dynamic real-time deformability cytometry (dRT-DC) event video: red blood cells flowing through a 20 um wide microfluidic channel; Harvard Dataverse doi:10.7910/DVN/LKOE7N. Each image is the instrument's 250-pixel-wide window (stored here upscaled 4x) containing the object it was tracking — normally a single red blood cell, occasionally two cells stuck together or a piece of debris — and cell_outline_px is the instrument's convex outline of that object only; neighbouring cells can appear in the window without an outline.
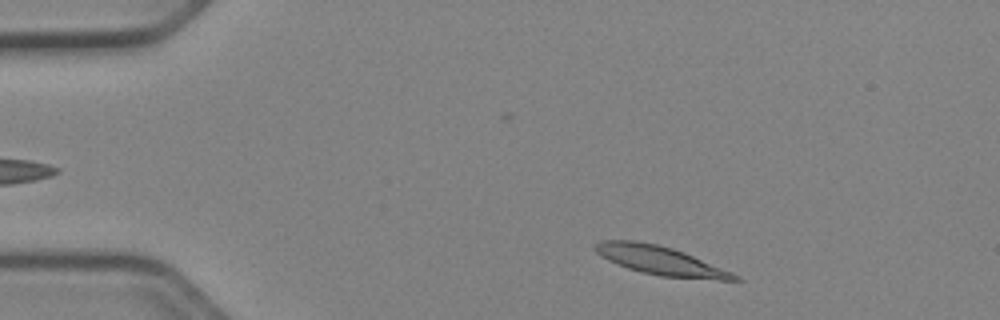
{"species": "Egyptian fruit bat (a non-hibernating species)", "species_latin": "Rousettus aegyptiacus", "temperature_condition": "cold", "stored_images_in_passage": 46, "camera_frame_rate_fps": 3000, "um_per_image_px": 0.085, "animal": {"sex": "female"}, "frame": {"image": 1, "passage_image": 3, "time_ms": 0.667, "image_size_px": [1000, 320], "cell_outline_px": [[744, 280], [716, 280], [660, 276], [628, 268], [608, 260], [600, 256], [592, 248], [596, 244], [604, 240], [632, 240], [656, 244], [672, 248], [684, 252], [732, 272], [740, 276]], "centroid_in_image_um": [56.15, 22.15], "position_along_channel_um": 28.8, "area_um2": 23.18}}
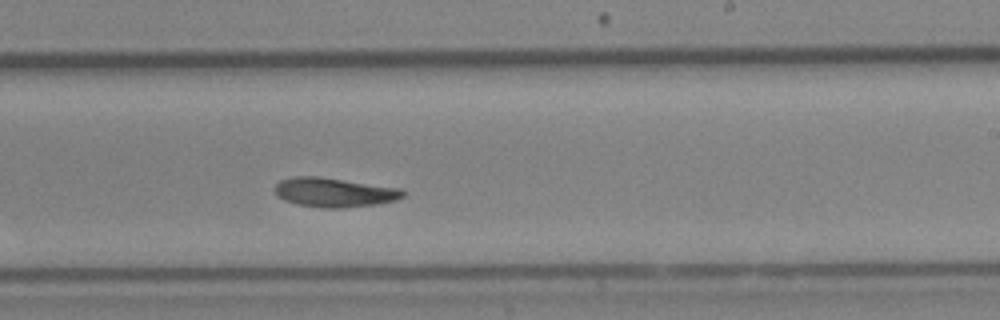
{"frame": {"image": 2, "passage_image": 26, "time_ms": 8.333, "image_size_px": [1000, 320], "cell_outline_px": [[408, 192], [404, 196], [396, 200], [376, 204], [340, 208], [324, 208], [296, 204], [284, 200], [276, 196], [272, 188], [280, 180], [292, 176], [316, 176], [404, 188]], "centroid_in_image_um": [28.41, 16.34], "position_along_channel_um": 260.6, "area_um2": 22.25}}
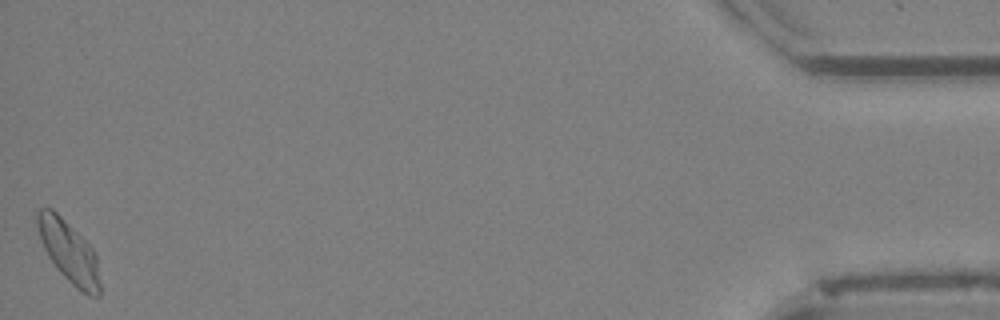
{"frame": {"image": 3, "passage_image": 46, "time_ms": 15.0, "image_size_px": [1000, 320], "cell_outline_px": [[100, 296], [96, 300], [88, 296], [76, 288], [60, 272], [48, 256], [44, 248], [36, 228], [36, 212], [40, 208], [52, 208], [92, 248], [96, 256], [100, 284]], "centroid_in_image_um": [5.85, 21.44], "position_along_channel_um": 429.3, "area_um2": 22.37}, "authors_computed_cell_mechanics": {"area_um2": 21.7328, "velocity_mm_per_s": 3.8889, "shape_relaxation_time_tau1_ms": 5.2793, "shape_relaxation_time_tau2_ms": 10.6213, "deformation_change_tau1": 0.1511, "deformation_change_tau2": 0.1272}}